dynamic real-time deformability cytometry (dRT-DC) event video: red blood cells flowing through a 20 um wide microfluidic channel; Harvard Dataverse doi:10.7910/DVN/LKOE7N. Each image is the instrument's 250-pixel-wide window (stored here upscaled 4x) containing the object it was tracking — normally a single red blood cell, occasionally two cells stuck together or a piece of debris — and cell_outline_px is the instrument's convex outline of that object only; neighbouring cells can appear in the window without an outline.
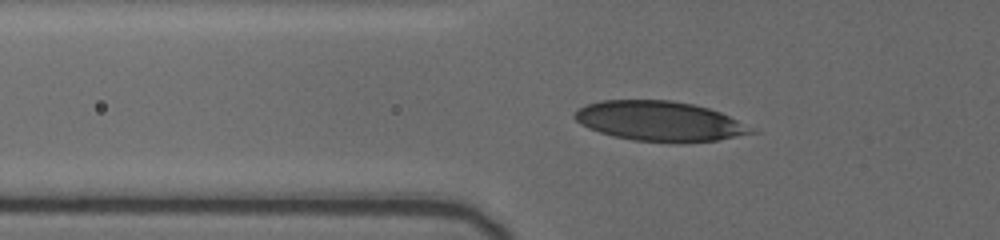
{"species": "human", "species_latin": "Homo sapiens", "temperature_condition": "cold", "stored_images_in_passage": 13, "camera_frame_rate_fps": 3000, "um_per_image_px": 0.085, "donor": {"sex": "female"}, "frame": {"image": 1, "passage_image": 10, "time_ms": 6.333, "image_size_px": [1000, 240], "cell_outline_px": [[760, 132], [716, 140], [632, 140], [612, 136], [588, 128], [580, 124], [572, 116], [584, 104], [600, 100], [672, 100], [692, 104], [708, 108], [720, 112]], "centroid_in_image_um": [56.0, 10.26], "position_along_channel_um": 69.8, "area_um2": 40.11}}
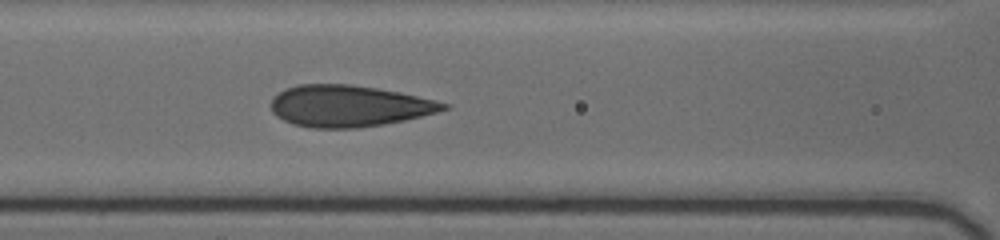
{"frame": {"image": 2, "passage_image": 13, "time_ms": 8.333, "image_size_px": [1000, 240], "cell_outline_px": [[452, 104], [448, 108], [436, 112], [404, 120], [384, 124], [356, 128], [308, 128], [292, 124], [276, 116], [272, 112], [272, 96], [284, 88], [296, 84], [348, 84], [376, 88], [400, 92]], "centroid_in_image_um": [29.61, 9.01], "position_along_channel_um": 137.0, "area_um2": 41.85}}